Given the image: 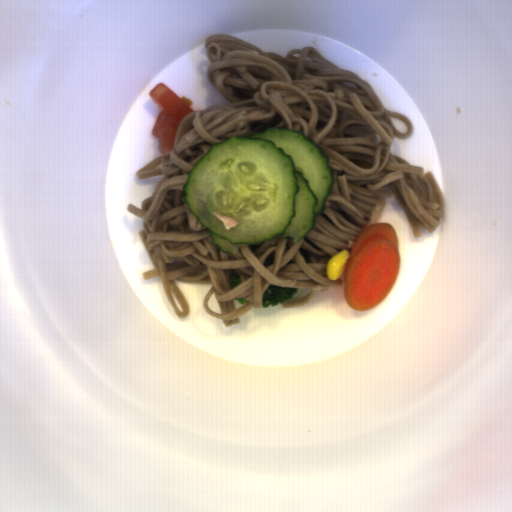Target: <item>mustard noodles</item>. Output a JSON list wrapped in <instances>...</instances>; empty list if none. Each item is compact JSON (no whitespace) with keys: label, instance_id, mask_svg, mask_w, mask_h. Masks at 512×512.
Returning <instances> with one entry per match:
<instances>
[{"label":"mustard noodles","instance_id":"1","mask_svg":"<svg viewBox=\"0 0 512 512\" xmlns=\"http://www.w3.org/2000/svg\"><path fill=\"white\" fill-rule=\"evenodd\" d=\"M203 43L207 79L230 103L183 118L173 151L136 171L139 181L164 175L151 197L126 207L143 219L154 267L143 280L160 278L176 316L191 307L175 279L212 284L203 307L224 327L262 309L270 284L310 289L283 309L342 287L341 277L327 279L328 261L377 223L386 185L413 238L435 232L444 200L432 171L391 154L395 136L414 127L366 80L310 45L283 57L230 34ZM214 212L238 226L225 229ZM232 274L242 281L233 290Z\"/></svg>","mask_w":512,"mask_h":512}]
</instances>
